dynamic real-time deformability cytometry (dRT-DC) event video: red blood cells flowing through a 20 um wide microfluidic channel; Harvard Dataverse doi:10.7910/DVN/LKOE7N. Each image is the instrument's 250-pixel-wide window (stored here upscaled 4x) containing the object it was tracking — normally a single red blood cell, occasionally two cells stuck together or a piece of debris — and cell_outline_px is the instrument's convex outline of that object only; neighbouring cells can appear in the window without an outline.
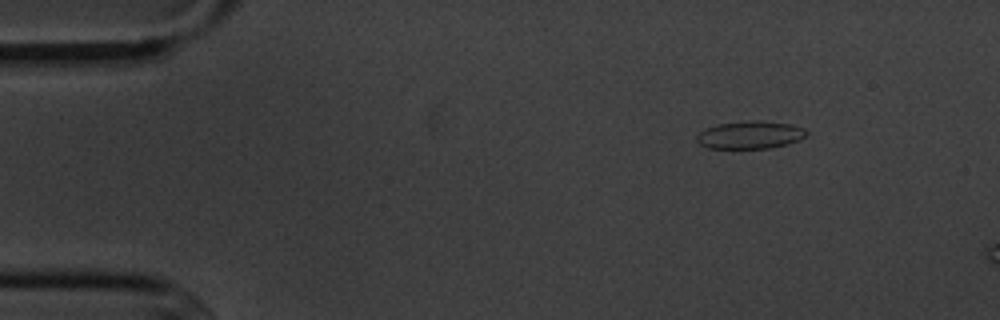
{"species": "common noctule bat (a hibernating species)", "species_latin": "Nyctalus noctula", "temperature_condition": "cold", "stored_images_in_passage": 4, "camera_frame_rate_fps": 3000, "um_per_image_px": 0.085, "animal": {"sex": "male", "body_mass_g": 20.1, "forearm_length_mm": 53.5}, "frame": {"image": 1, "passage_image": 2, "time_ms": 1.333, "image_size_px": [1000, 320], "cell_outline_px": [[808, 136], [788, 144], [768, 148], [708, 148], [700, 144], [696, 140], [696, 136], [700, 132], [716, 124], [752, 120], [792, 124], [804, 128], [808, 132]], "centroid_in_image_um": [63.79, 11.47], "position_along_channel_um": 21.2, "area_um2": 17.69}}